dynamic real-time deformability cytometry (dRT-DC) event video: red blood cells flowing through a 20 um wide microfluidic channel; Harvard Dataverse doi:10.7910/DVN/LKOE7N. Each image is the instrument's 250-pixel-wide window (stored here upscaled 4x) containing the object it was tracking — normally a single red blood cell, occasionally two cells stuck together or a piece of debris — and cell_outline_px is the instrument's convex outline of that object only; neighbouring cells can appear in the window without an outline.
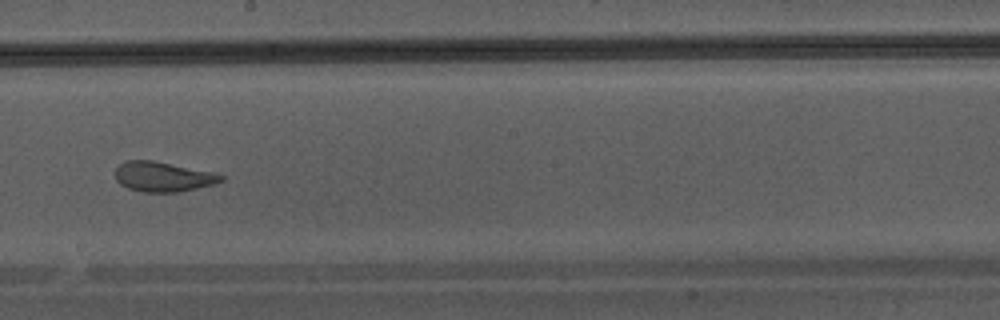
{"species": "Egyptian fruit bat (a non-hibernating species)", "species_latin": "Rousettus aegyptiacus", "temperature_condition": "warm", "stored_images_in_passage": 46, "camera_frame_rate_fps": 3000, "um_per_image_px": 0.085, "animal": {"sex": "male"}, "frame": {"image": 1, "passage_image": 27, "time_ms": 8.667, "image_size_px": [1000, 320], "cell_outline_px": [[224, 180], [216, 184], [180, 192], [140, 192], [128, 188], [120, 184], [116, 180], [116, 168], [120, 164], [128, 160], [152, 160], [212, 172], [224, 176]], "centroid_in_image_um": [13.86, 15.03], "position_along_channel_um": 234.3, "area_um2": 18.44}}